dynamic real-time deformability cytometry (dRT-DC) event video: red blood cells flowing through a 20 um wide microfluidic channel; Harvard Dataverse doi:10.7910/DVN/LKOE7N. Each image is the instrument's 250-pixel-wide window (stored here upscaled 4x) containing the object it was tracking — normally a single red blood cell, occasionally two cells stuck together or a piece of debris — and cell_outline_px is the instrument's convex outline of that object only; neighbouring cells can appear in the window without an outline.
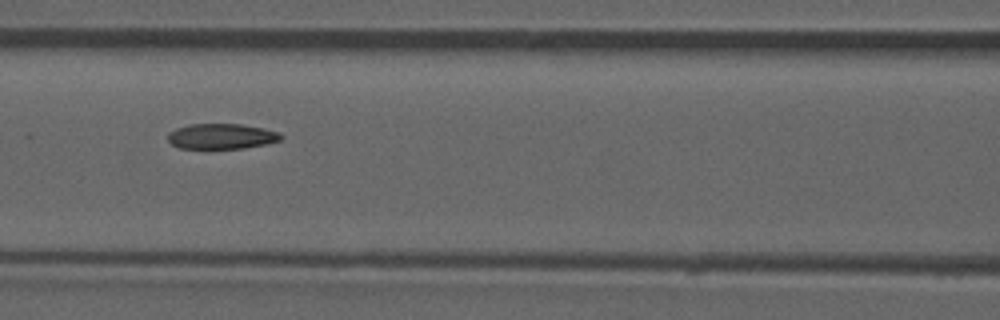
{"species": "common noctule bat (a hibernating species)", "species_latin": "Nyctalus noctula", "temperature_condition": "room temperature", "stored_images_in_passage": 43, "camera_frame_rate_fps": 3000, "um_per_image_px": 0.085, "animal": {"sex": "male", "forearm_length_mm": 52.5}, "frame": {"image": 1, "passage_image": 19, "time_ms": 6.0, "image_size_px": [1000, 320], "cell_outline_px": [[284, 136], [280, 140], [264, 144], [244, 148], [180, 148], [172, 144], [168, 140], [168, 132], [176, 128], [188, 124], [240, 124], [264, 128], [280, 132]], "centroid_in_image_um": [18.83, 11.57], "position_along_channel_um": 147.8, "area_um2": 16.7}}